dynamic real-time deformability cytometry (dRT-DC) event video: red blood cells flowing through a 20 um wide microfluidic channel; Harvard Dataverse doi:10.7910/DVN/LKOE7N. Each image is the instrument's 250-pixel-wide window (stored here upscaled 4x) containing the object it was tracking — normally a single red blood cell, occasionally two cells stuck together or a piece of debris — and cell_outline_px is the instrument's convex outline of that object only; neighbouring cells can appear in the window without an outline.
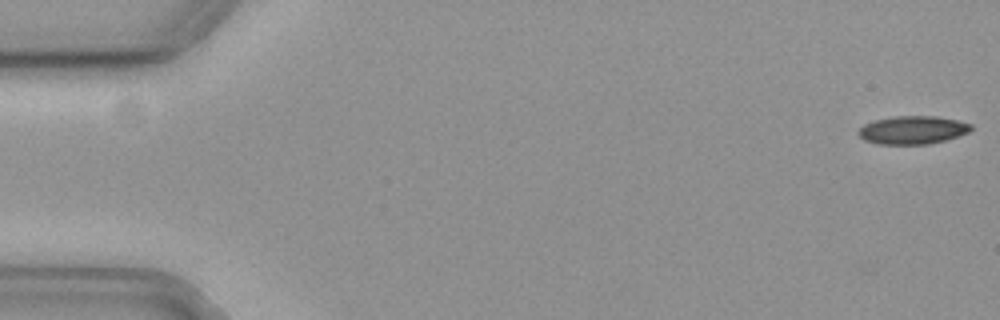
{"species": "common noctule bat (a hibernating species)", "species_latin": "Nyctalus noctula", "temperature_condition": "cold", "stored_images_in_passage": 58, "camera_frame_rate_fps": 3000, "um_per_image_px": 0.085, "animal": {"sex": "female", "body_mass_g": 19.3, "forearm_length_mm": 54.1}, "frame": {"image": 1, "passage_image": 1, "time_ms": 0.0, "image_size_px": [1000, 320], "cell_outline_px": [[972, 128], [968, 132], [944, 140], [928, 144], [880, 144], [864, 140], [856, 132], [864, 124], [876, 120], [892, 116], [936, 116], [956, 120], [972, 124]], "centroid_in_image_um": [77.55, 11.04], "position_along_channel_um": 7.5, "area_um2": 18.32}}
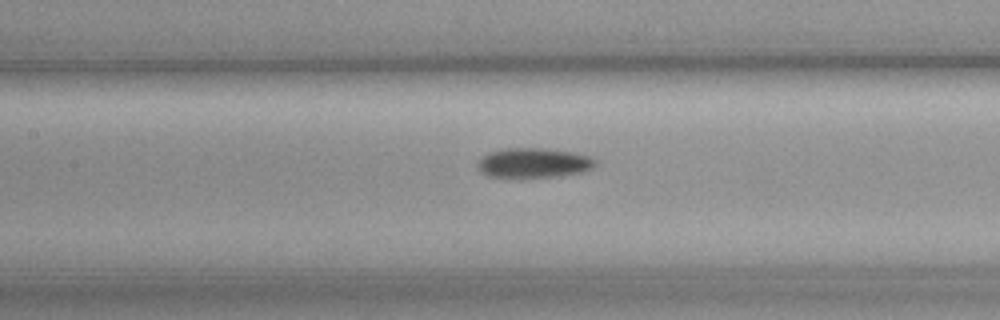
{"frame": {"image": 2, "passage_image": 26, "time_ms": 8.333, "image_size_px": [1000, 320], "cell_outline_px": [[596, 164], [592, 168], [584, 172], [556, 176], [488, 176], [480, 172], [476, 168], [476, 164], [488, 152], [504, 148], [544, 148], [576, 152], [592, 156], [596, 160]], "centroid_in_image_um": [45.39, 13.82], "position_along_channel_um": 162.0, "area_um2": 20.4}}
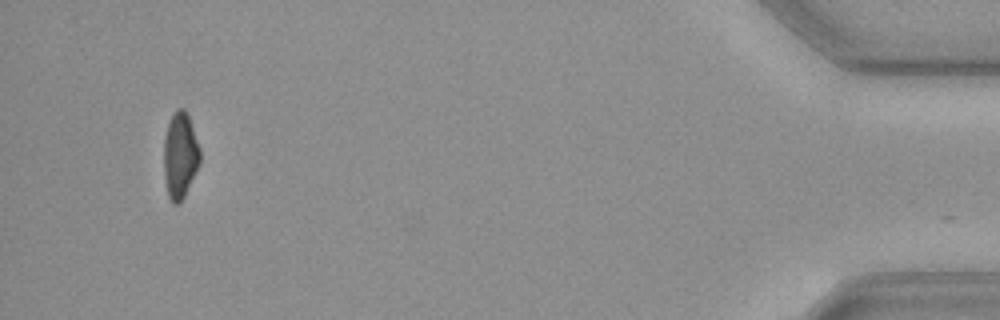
{"frame": {"image": 3, "passage_image": 54, "time_ms": 17.667, "image_size_px": [1000, 320], "cell_outline_px": [[200, 164], [180, 204], [172, 204], [168, 196], [164, 180], [164, 136], [168, 124], [176, 108], [184, 108], [188, 116], [200, 148]], "centroid_in_image_um": [15.3, 13.24], "position_along_channel_um": 419.9, "area_um2": 18.21}, "authors_computed_cell_mechanics": {"area_um2": 19.1318, "velocity_mm_per_s": 3.6571, "shape_relaxation_time_tau1_ms": 3.1624, "shape_relaxation_time_tau2_ms": null, "deformation_change_tau1": 0.1111, "deformation_change_tau2": null}}